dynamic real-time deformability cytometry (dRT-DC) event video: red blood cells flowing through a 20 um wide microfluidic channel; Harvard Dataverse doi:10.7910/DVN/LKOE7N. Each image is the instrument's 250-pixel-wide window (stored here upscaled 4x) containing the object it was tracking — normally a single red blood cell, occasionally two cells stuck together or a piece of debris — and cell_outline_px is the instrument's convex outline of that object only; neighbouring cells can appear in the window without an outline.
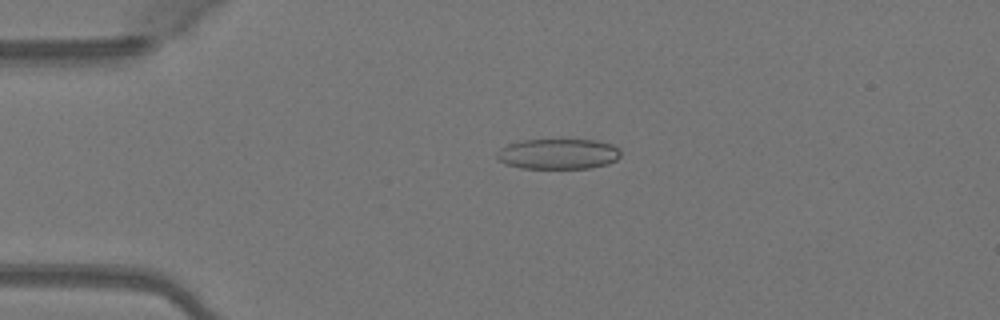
{"species": "Egyptian fruit bat (a non-hibernating species)", "species_latin": "Rousettus aegyptiacus", "temperature_condition": "warm", "stored_images_in_passage": 37, "camera_frame_rate_fps": 3000, "um_per_image_px": 0.085, "animal": {"sex": "female"}, "frame": {"image": 1, "passage_image": 5, "time_ms": 1.333, "image_size_px": [1000, 320], "cell_outline_px": [[620, 156], [616, 160], [608, 164], [592, 168], [520, 168], [504, 164], [496, 156], [496, 152], [500, 148], [508, 144], [520, 140], [560, 136], [596, 140], [612, 144], [620, 148]], "centroid_in_image_um": [47.45, 13.02], "position_along_channel_um": 37.6, "area_um2": 23.24}}
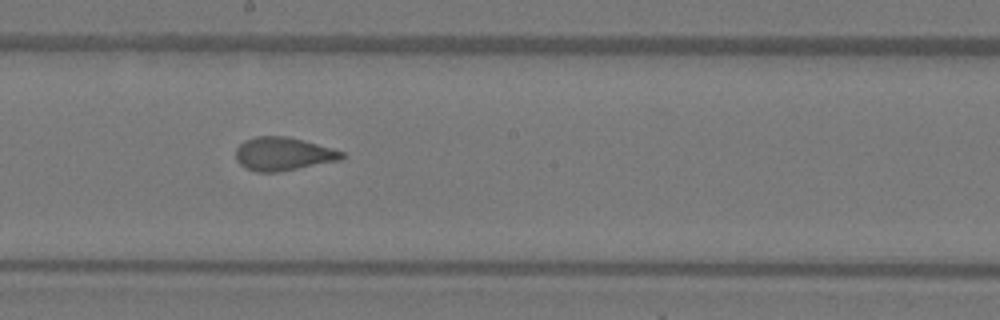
{"frame": {"image": 2, "passage_image": 21, "time_ms": 6.667, "image_size_px": [1000, 320], "cell_outline_px": [[344, 156], [340, 160], [276, 172], [256, 172], [244, 168], [236, 160], [236, 148], [244, 140], [256, 136], [288, 136], [332, 148], [344, 152]], "centroid_in_image_um": [24.03, 13.08], "position_along_channel_um": 224.2, "area_um2": 20.52}}
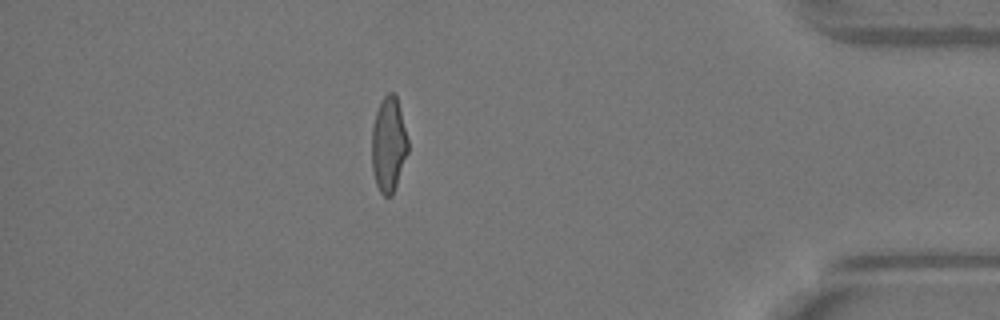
{"frame": {"image": 3, "passage_image": 37, "time_ms": 12.0, "image_size_px": [1000, 320], "cell_outline_px": [[408, 152], [392, 196], [384, 196], [380, 192], [376, 184], [372, 172], [372, 128], [376, 112], [380, 100], [388, 92], [392, 92], [396, 96], [408, 140]], "centroid_in_image_um": [33.01, 12.29], "position_along_channel_um": 402.2, "area_um2": 19.94}, "authors_computed_cell_mechanics": {"area_um2": 20.7502, "velocity_mm_per_s": 4.1187, "shape_relaxation_time_tau1_ms": 7.857, "shape_relaxation_time_tau2_ms": 0.845, "deformation_change_tau1": 0.2138, "deformation_change_tau2": 0.0696}}